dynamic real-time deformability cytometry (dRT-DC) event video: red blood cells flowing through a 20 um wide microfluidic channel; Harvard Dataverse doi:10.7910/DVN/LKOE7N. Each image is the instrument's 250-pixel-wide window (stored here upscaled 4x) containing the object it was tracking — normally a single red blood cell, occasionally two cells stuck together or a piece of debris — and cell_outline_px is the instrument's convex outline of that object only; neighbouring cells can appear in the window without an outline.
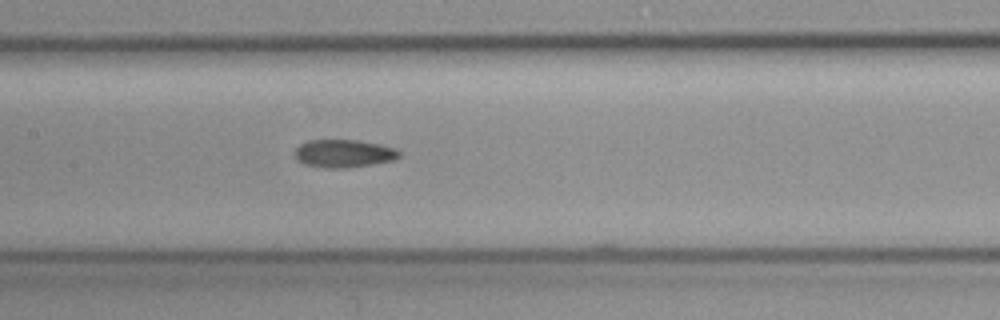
{"species": "common noctule bat (a hibernating species)", "species_latin": "Nyctalus noctula", "temperature_condition": "cold", "stored_images_in_passage": 13, "camera_frame_rate_fps": 3000, "um_per_image_px": 0.085, "animal": {"sex": "female", "body_mass_g": 19.3, "forearm_length_mm": 54.1}, "frame": {"image": 1, "passage_image": 12, "time_ms": 3.667, "image_size_px": [1000, 320], "cell_outline_px": [[400, 156], [396, 160], [372, 164], [344, 168], [328, 168], [304, 164], [296, 160], [296, 148], [300, 144], [308, 140], [356, 140], [380, 144], [396, 148], [400, 152]], "centroid_in_image_um": [29.24, 13.04], "position_along_channel_um": 178.2, "area_um2": 16.99}}